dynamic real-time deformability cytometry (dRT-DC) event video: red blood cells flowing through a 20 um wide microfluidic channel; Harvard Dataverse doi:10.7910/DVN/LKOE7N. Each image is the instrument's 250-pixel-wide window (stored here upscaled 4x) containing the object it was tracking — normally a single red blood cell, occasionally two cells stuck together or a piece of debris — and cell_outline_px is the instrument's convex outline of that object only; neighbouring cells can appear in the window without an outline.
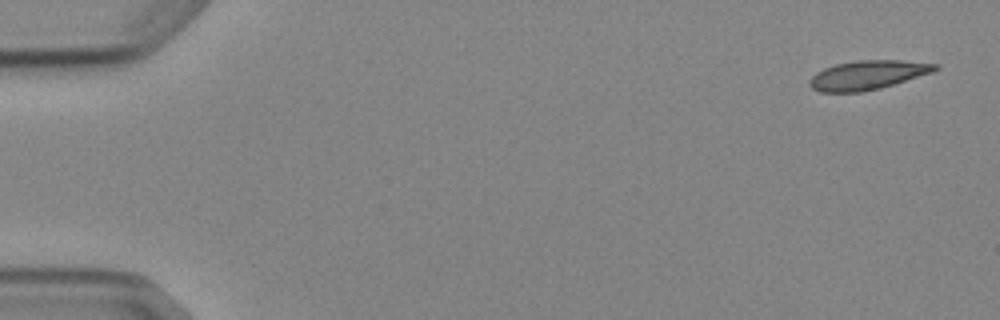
{"species": "Egyptian fruit bat (a non-hibernating species)", "species_latin": "Rousettus aegyptiacus", "temperature_condition": "cold", "stored_images_in_passage": 5, "camera_frame_rate_fps": 3000, "um_per_image_px": 0.085, "animal": {"sex": "female"}, "frame": {"image": 1, "passage_image": 1, "time_ms": 0.0, "image_size_px": [1000, 320], "cell_outline_px": [[940, 68], [932, 72], [880, 88], [860, 92], [820, 92], [812, 88], [808, 84], [808, 80], [816, 72], [824, 68], [836, 64], [856, 60], [900, 60], [940, 64]], "centroid_in_image_um": [73.73, 6.37], "position_along_channel_um": 11.3, "area_um2": 21.27}}
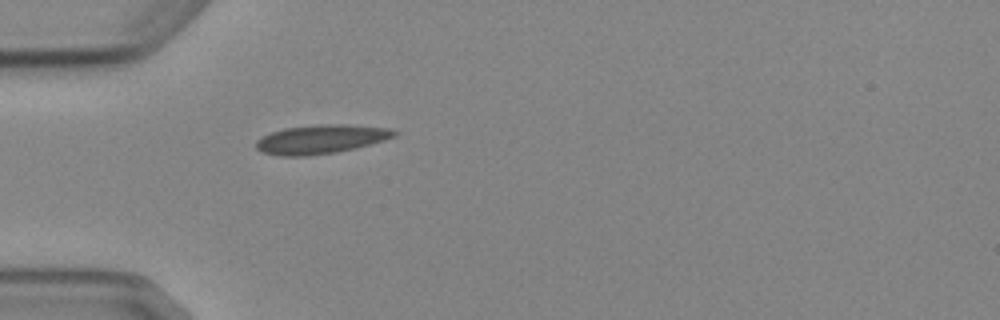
{"frame": {"image": 2, "passage_image": 5, "time_ms": 4.667, "image_size_px": [1000, 320], "cell_outline_px": [[400, 132], [396, 136], [384, 140], [356, 148], [336, 152], [304, 156], [280, 156], [264, 152], [256, 148], [256, 140], [260, 136], [284, 128], [316, 124], [348, 124], [392, 128]], "centroid_in_image_um": [27.32, 11.82], "position_along_channel_um": 57.7, "area_um2": 23.52}}